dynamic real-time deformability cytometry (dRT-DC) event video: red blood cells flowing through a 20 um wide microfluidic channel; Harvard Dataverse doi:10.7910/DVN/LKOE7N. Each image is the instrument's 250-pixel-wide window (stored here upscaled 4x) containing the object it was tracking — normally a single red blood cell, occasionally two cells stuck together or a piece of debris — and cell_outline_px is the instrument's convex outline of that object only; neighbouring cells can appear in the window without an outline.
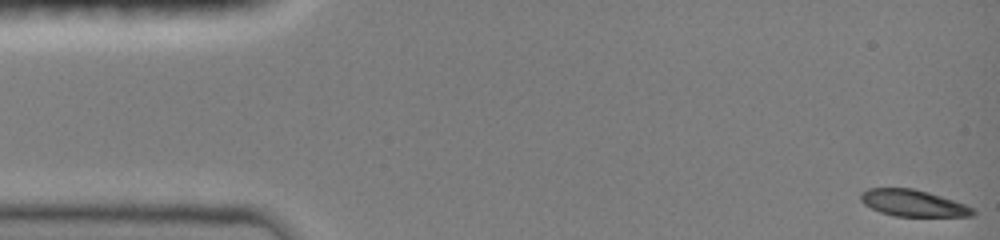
{"species": "common noctule bat (a hibernating species)", "species_latin": "Nyctalus noctula", "temperature_condition": "room temperature", "stored_images_in_passage": 35, "camera_frame_rate_fps": 3000, "um_per_image_px": 0.085, "animal": {"sex": "female", "body_mass_g": 19.0, "forearm_length_mm": 51.5}, "frame": {"image": 1, "passage_image": 1, "time_ms": 0.0, "image_size_px": [1000, 240], "cell_outline_px": [[976, 212], [972, 216], [896, 216], [880, 212], [864, 204], [860, 200], [860, 192], [868, 188], [912, 188], [928, 192], [964, 204], [972, 208]], "centroid_in_image_um": [77.57, 17.26], "position_along_channel_um": 7.4, "area_um2": 17.22}}
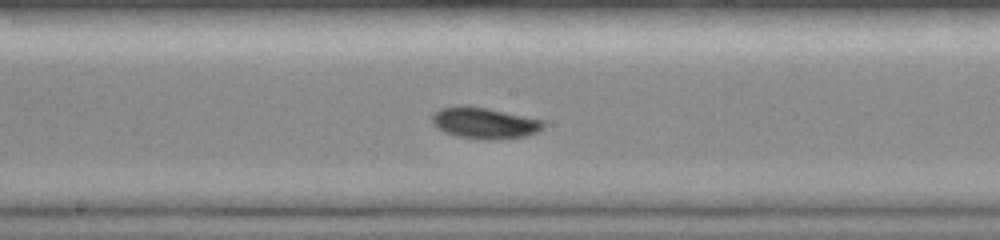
{"frame": {"image": 2, "passage_image": 20, "time_ms": 8.0, "image_size_px": [1000, 240], "cell_outline_px": [[544, 128], [536, 132], [524, 136], [488, 140], [484, 140], [456, 136], [444, 132], [436, 128], [432, 124], [432, 112], [440, 108], [488, 108], [544, 120]], "centroid_in_image_um": [41.18, 10.49], "position_along_channel_um": 207.0, "area_um2": 19.83}}
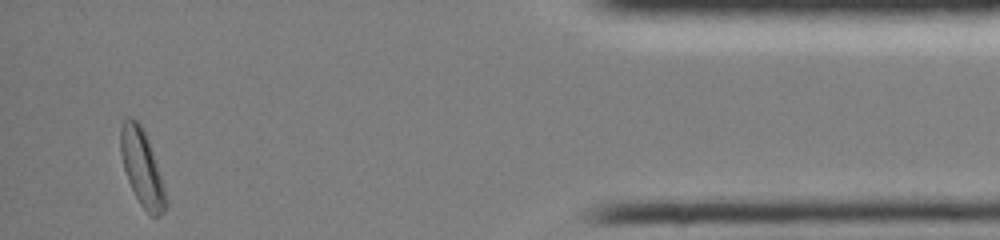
{"frame": {"image": 3, "passage_image": 35, "time_ms": 14.667, "image_size_px": [1000, 240], "cell_outline_px": [[168, 204], [164, 212], [156, 216], [152, 216], [140, 204], [128, 180], [124, 168], [120, 152], [120, 128], [124, 120], [128, 116], [136, 120], [140, 124], [148, 140], [164, 188]], "centroid_in_image_um": [12.05, 14.26], "position_along_channel_um": 423.2, "area_um2": 19.54}, "authors_computed_cell_mechanics": {"area_um2": 19.4208, "velocity_mm_per_s": 4.0212, "shape_relaxation_time_tau1_ms": 3.9931, "shape_relaxation_time_tau2_ms": null, "deformation_change_tau1": 0.1543, "deformation_change_tau2": null}}